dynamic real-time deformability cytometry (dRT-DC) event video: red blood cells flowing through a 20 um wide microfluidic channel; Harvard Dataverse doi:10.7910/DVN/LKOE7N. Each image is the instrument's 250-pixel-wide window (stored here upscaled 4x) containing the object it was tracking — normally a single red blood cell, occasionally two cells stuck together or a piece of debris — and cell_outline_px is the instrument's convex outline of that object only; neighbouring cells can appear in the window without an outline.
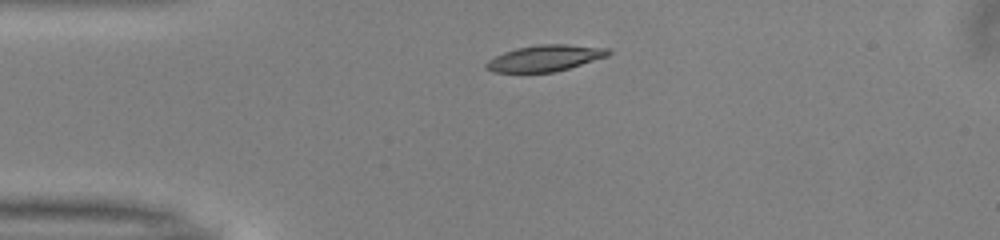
{"species": "common noctule bat (a hibernating species)", "species_latin": "Nyctalus noctula", "temperature_condition": "warm", "stored_images_in_passage": 29, "camera_frame_rate_fps": 3000, "um_per_image_px": 0.085, "animal": {"sex": "male", "body_mass_g": 13.0, "forearm_length_mm": 53.1}, "frame": {"image": 1, "passage_image": 1, "time_ms": 0.0, "image_size_px": [1000, 240], "cell_outline_px": [[612, 52], [608, 56], [556, 72], [492, 72], [484, 68], [484, 64], [488, 60], [504, 52], [516, 48], [540, 44], [568, 44], [608, 48]], "centroid_in_image_um": [46.32, 4.94], "position_along_channel_um": 38.7, "area_um2": 18.73}}
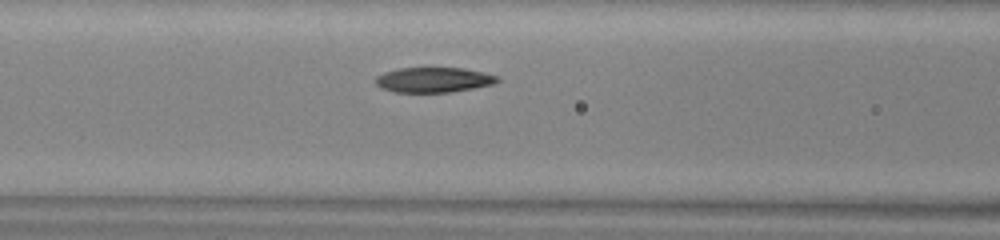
{"frame": {"image": 2, "passage_image": 10, "time_ms": 3.0, "image_size_px": [1000, 240], "cell_outline_px": [[500, 80], [492, 84], [472, 88], [448, 92], [396, 92], [380, 88], [376, 84], [376, 76], [384, 72], [400, 68], [464, 68], [484, 72], [500, 76]], "centroid_in_image_um": [36.86, 6.78], "position_along_channel_um": 129.7, "area_um2": 17.74}}
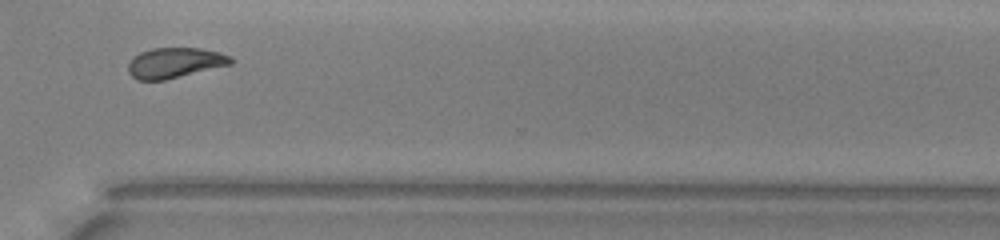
{"frame": {"image": 3, "passage_image": 27, "time_ms": 8.667, "image_size_px": [1000, 240], "cell_outline_px": [[232, 64], [164, 80], [136, 80], [128, 72], [128, 64], [140, 52], [152, 48], [200, 48], [220, 52], [232, 56]], "centroid_in_image_um": [14.87, 5.33], "position_along_channel_um": 355.7, "area_um2": 18.03}, "authors_computed_cell_mechanics": {"area_um2": 18.6694, "velocity_mm_per_s": 3.9886, "shape_relaxation_time_tau1_ms": 3.5295, "shape_relaxation_time_tau2_ms": 3.0015, "deformation_change_tau1": 0.1418, "deformation_change_tau2": 0.0792}}